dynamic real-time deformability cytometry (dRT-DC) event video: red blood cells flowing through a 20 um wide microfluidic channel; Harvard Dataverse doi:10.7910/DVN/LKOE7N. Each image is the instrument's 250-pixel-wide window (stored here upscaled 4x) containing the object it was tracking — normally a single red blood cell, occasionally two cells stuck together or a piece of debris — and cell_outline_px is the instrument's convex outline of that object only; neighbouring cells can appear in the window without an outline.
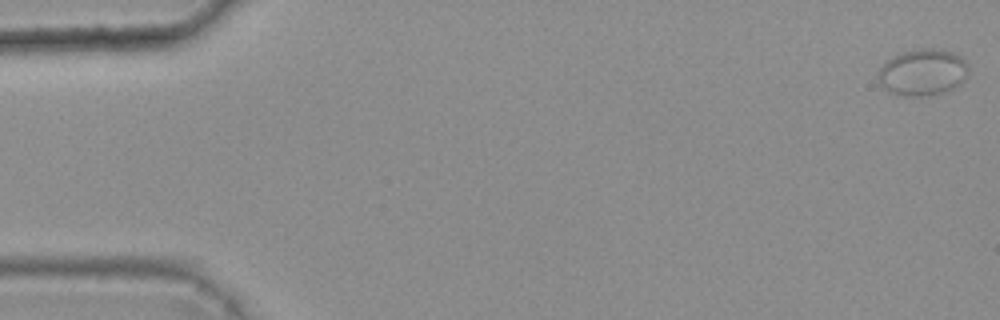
{"species": "common noctule bat (a hibernating species)", "species_latin": "Nyctalus noctula", "temperature_condition": "warm", "stored_images_in_passage": 8, "camera_frame_rate_fps": 3000, "um_per_image_px": 0.085, "animal": {"sex": "female", "body_mass_g": 25.1}, "frame": {"image": 1, "passage_image": 1, "time_ms": 0.0, "image_size_px": [1000, 320], "cell_outline_px": [[968, 72], [964, 80], [960, 84], [952, 88], [940, 92], [920, 96], [896, 96], [880, 88], [876, 80], [876, 76], [880, 68], [892, 56], [904, 52], [920, 48], [944, 48], [960, 56], [968, 64]], "centroid_in_image_um": [78.37, 6.15], "position_along_channel_um": 6.6, "area_um2": 24.91}}
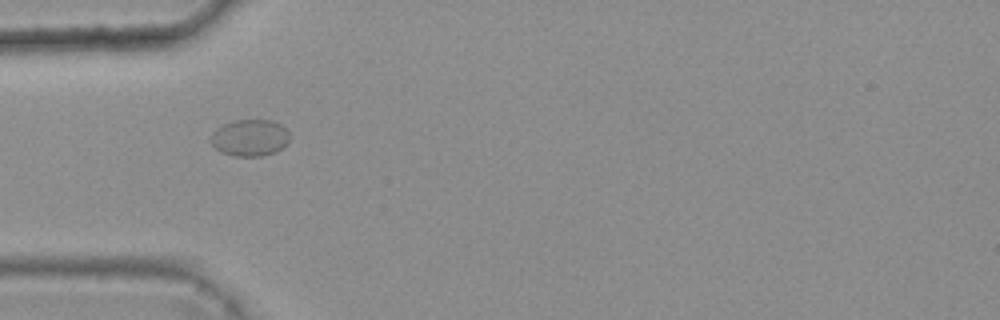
{"frame": {"image": 2, "passage_image": 5, "time_ms": 1.333, "image_size_px": [1000, 320], "cell_outline_px": [[288, 140], [276, 152], [260, 156], [232, 156], [220, 152], [208, 140], [212, 132], [216, 128], [224, 124], [236, 120], [272, 120], [280, 124], [288, 132]], "centroid_in_image_um": [21.18, 11.71], "position_along_channel_um": 63.8, "area_um2": 16.82}}
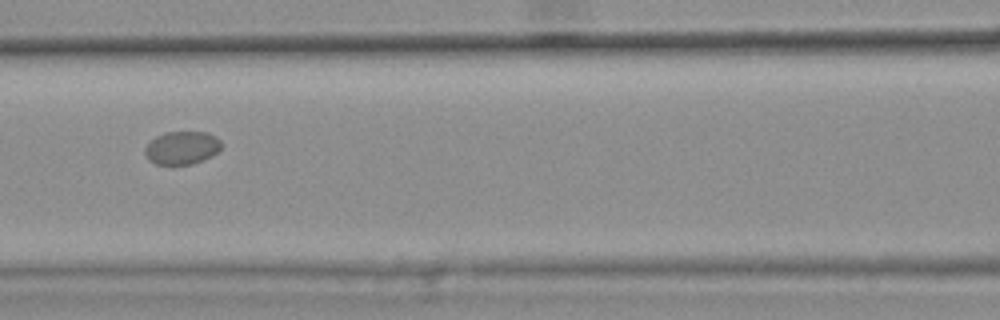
{"frame": {"image": 3, "passage_image": 7, "time_ms": 2.0, "image_size_px": [1000, 320], "cell_outline_px": [[220, 148], [216, 152], [192, 164], [156, 164], [148, 160], [144, 152], [144, 148], [156, 136], [164, 132], [208, 132], [216, 136], [220, 140]], "centroid_in_image_um": [15.42, 12.55], "position_along_channel_um": 151.2, "area_um2": 14.51}}